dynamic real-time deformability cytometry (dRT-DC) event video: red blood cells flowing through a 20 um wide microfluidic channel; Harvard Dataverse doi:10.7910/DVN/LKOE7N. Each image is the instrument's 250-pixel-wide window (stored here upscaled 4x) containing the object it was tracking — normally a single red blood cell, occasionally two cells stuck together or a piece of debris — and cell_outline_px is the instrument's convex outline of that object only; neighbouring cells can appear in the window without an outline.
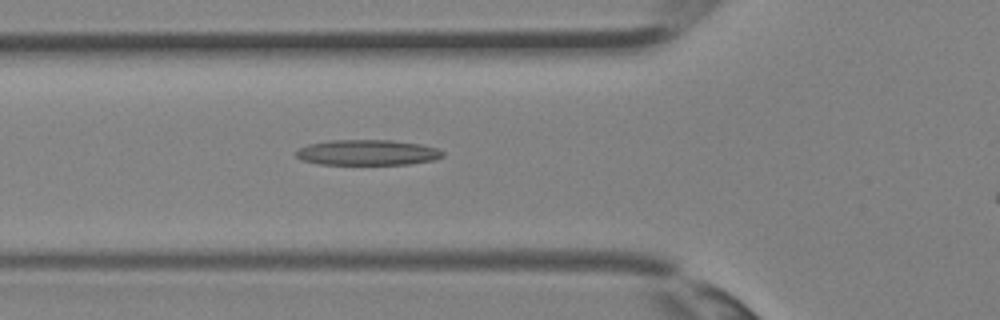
{"species": "Egyptian fruit bat (a non-hibernating species)", "species_latin": "Rousettus aegyptiacus", "temperature_condition": "room temperature", "stored_images_in_passage": 22, "camera_frame_rate_fps": 3000, "um_per_image_px": 0.085, "animal": {"sex": "female"}, "frame": {"image": 1, "passage_image": 3, "time_ms": 0.667, "image_size_px": [1000, 320], "cell_outline_px": [[444, 156], [436, 160], [408, 164], [320, 164], [304, 160], [296, 156], [296, 152], [300, 148], [308, 144], [332, 140], [392, 140], [420, 144], [436, 148], [444, 152]], "centroid_in_image_um": [31.28, 12.96], "position_along_channel_um": 94.5, "area_um2": 21.68}}
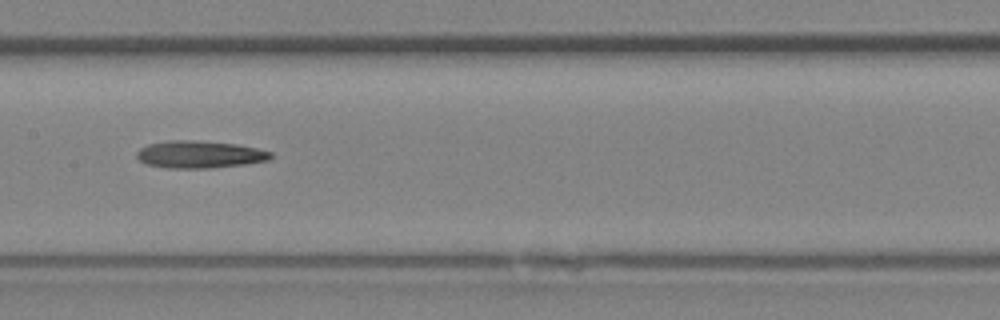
{"frame": {"image": 2, "passage_image": 8, "time_ms": 2.333, "image_size_px": [1000, 320], "cell_outline_px": [[272, 156], [268, 160], [244, 164], [212, 168], [168, 168], [148, 164], [140, 160], [136, 156], [136, 152], [140, 148], [148, 144], [168, 140], [196, 140], [236, 144], [256, 148], [272, 152]], "centroid_in_image_um": [16.95, 13.12], "position_along_channel_um": 190.5, "area_um2": 21.27}}
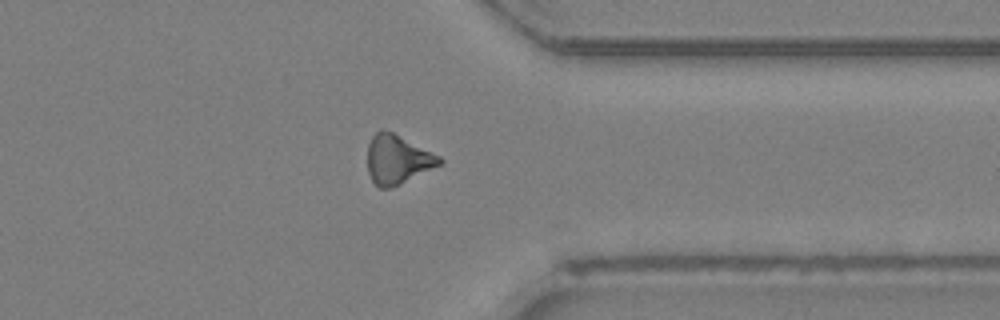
{"frame": {"image": 3, "passage_image": 18, "time_ms": 5.667, "image_size_px": [1000, 320], "cell_outline_px": [[444, 160], [440, 164], [400, 184], [388, 188], [380, 188], [372, 180], [368, 172], [368, 144], [372, 136], [380, 128], [384, 128], [440, 156]], "centroid_in_image_um": [33.76, 13.53], "position_along_channel_um": 377.6, "area_um2": 20.29}}